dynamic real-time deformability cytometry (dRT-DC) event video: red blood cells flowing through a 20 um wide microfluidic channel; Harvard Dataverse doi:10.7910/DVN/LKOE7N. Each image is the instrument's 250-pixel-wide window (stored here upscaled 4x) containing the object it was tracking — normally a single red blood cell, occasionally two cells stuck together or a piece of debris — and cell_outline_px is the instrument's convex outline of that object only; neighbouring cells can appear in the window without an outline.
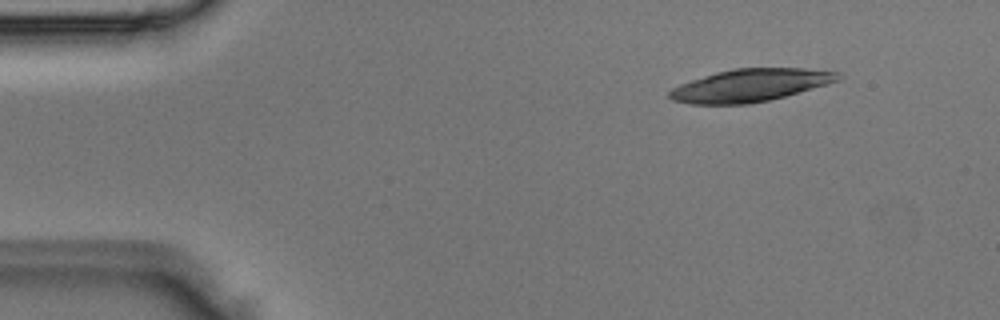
{"species": "Egyptian fruit bat (a non-hibernating species)", "species_latin": "Rousettus aegyptiacus", "temperature_condition": "room temperature", "stored_images_in_passage": 4, "camera_frame_rate_fps": 3000, "um_per_image_px": 0.085, "animal": {"sex": "male"}, "frame": {"image": 1, "passage_image": 2, "time_ms": 0.333, "image_size_px": [1000, 320], "cell_outline_px": [[840, 80], [784, 96], [768, 100], [748, 104], [692, 104], [672, 100], [668, 96], [668, 92], [672, 88], [680, 84], [716, 72], [736, 68], [804, 68], [840, 72]], "centroid_in_image_um": [63.75, 7.25], "position_along_channel_um": 21.3, "area_um2": 31.73}}